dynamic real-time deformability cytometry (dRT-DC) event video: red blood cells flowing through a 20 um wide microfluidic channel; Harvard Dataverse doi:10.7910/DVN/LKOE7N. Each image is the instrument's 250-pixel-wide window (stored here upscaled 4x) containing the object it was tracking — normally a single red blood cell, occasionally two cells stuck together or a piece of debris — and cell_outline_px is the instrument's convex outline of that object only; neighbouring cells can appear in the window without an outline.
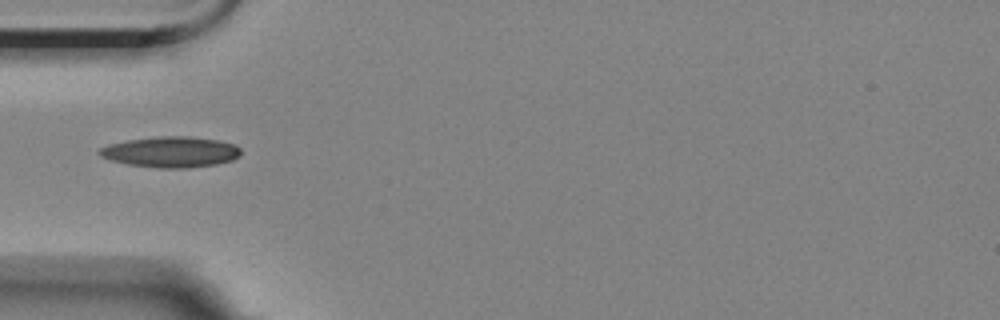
{"species": "Egyptian fruit bat (a non-hibernating species)", "species_latin": "Rousettus aegyptiacus", "temperature_condition": "room temperature", "stored_images_in_passage": 9, "camera_frame_rate_fps": 3000, "um_per_image_px": 0.085, "animal": {"sex": "female"}, "frame": {"image": 1, "passage_image": 5, "time_ms": 1.333, "image_size_px": [1000, 320], "cell_outline_px": [[240, 156], [232, 160], [216, 164], [188, 168], [160, 168], [128, 164], [112, 160], [100, 156], [96, 152], [100, 148], [108, 144], [128, 140], [160, 136], [192, 136], [220, 140], [236, 144], [240, 148]], "centroid_in_image_um": [14.54, 12.91], "position_along_channel_um": 70.5, "area_um2": 25.49}}
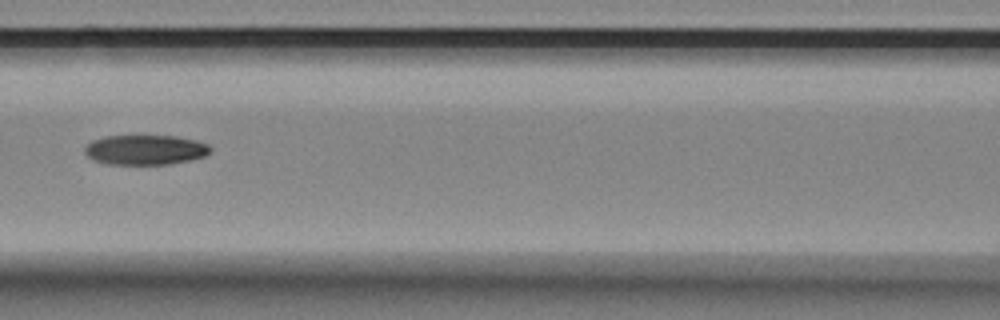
{"frame": {"image": 2, "passage_image": 7, "time_ms": 2.0, "image_size_px": [1000, 320], "cell_outline_px": [[212, 152], [204, 156], [192, 160], [168, 164], [108, 164], [96, 160], [88, 156], [84, 152], [84, 148], [92, 140], [104, 136], [176, 136], [196, 140], [208, 144], [212, 148]], "centroid_in_image_um": [12.39, 12.73], "position_along_channel_um": 154.2, "area_um2": 21.91}}
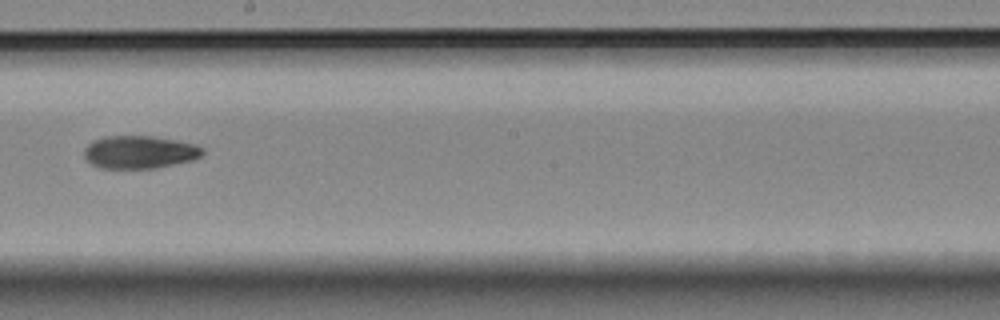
{"frame": {"image": 3, "passage_image": 9, "time_ms": 2.667, "image_size_px": [1000, 320], "cell_outline_px": [[204, 152], [200, 156], [192, 160], [152, 168], [100, 168], [92, 164], [84, 156], [84, 148], [92, 140], [104, 136], [152, 136], [176, 140], [196, 144], [204, 148]], "centroid_in_image_um": [11.84, 12.91], "position_along_channel_um": 236.4, "area_um2": 22.6}}